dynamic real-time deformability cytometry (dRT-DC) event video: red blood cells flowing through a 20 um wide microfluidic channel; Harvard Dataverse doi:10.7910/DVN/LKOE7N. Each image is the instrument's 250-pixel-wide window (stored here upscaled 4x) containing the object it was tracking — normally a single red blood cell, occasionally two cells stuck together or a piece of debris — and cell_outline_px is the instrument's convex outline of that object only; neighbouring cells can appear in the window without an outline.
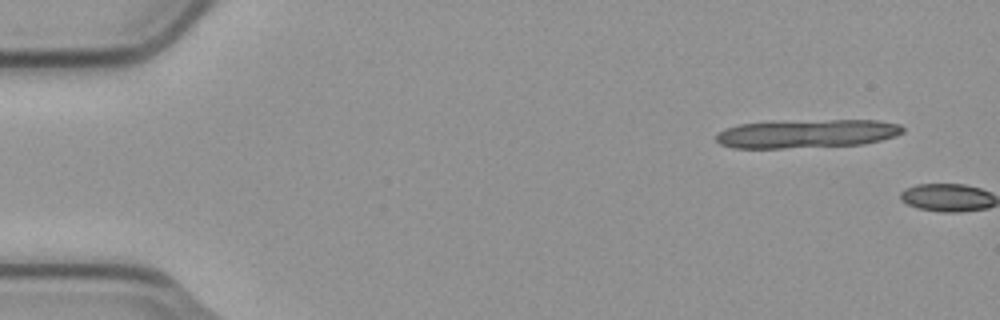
{"species": "common noctule bat (a hibernating species)", "species_latin": "Nyctalus noctula", "temperature_condition": "cold", "stored_images_in_passage": 2, "camera_frame_rate_fps": 3000, "um_per_image_px": 0.085, "animal": {"sex": "male", "body_mass_g": 23.1, "forearm_length_mm": 52.7}, "frame": {"image": 1, "passage_image": 1, "time_ms": 0.0, "image_size_px": [1000, 320], "cell_outline_px": [[904, 132], [896, 136], [864, 144], [784, 148], [732, 148], [720, 144], [716, 140], [716, 136], [720, 132], [728, 128], [740, 124], [828, 120], [876, 120], [900, 124], [904, 128]], "centroid_in_image_um": [68.64, 11.37], "position_along_channel_um": 16.4, "area_um2": 30.58}}